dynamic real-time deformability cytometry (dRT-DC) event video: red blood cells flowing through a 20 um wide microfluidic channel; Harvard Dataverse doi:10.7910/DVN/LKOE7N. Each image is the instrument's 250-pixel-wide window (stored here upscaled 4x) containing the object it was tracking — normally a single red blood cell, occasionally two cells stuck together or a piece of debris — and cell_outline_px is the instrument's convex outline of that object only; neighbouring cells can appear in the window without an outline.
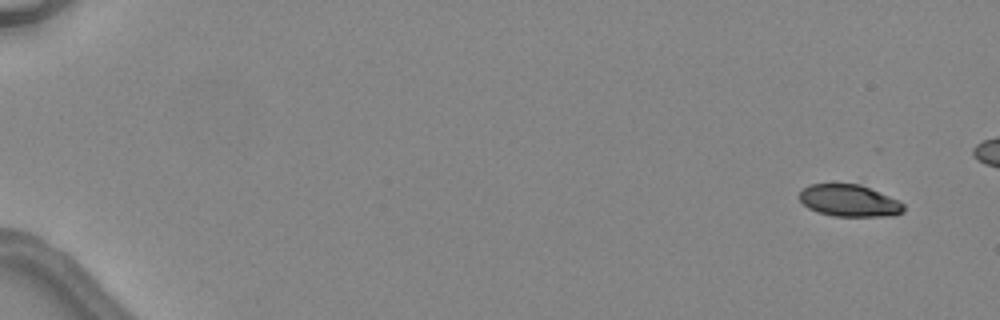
{"species": "common noctule bat (a hibernating species)", "species_latin": "Nyctalus noctula", "temperature_condition": "warm", "stored_images_in_passage": 5, "camera_frame_rate_fps": 3000, "um_per_image_px": 0.085, "animal": {"sex": "female", "body_mass_g": 24.6, "forearm_length_mm": 56.2}, "frame": {"image": 1, "passage_image": 1, "time_ms": 0.0, "image_size_px": [1000, 320], "cell_outline_px": [[904, 212], [896, 216], [832, 216], [816, 212], [808, 208], [800, 200], [800, 192], [804, 188], [812, 184], [860, 184], [888, 196], [904, 204]], "centroid_in_image_um": [72.19, 17.07], "position_along_channel_um": 12.8, "area_um2": 19.31}}